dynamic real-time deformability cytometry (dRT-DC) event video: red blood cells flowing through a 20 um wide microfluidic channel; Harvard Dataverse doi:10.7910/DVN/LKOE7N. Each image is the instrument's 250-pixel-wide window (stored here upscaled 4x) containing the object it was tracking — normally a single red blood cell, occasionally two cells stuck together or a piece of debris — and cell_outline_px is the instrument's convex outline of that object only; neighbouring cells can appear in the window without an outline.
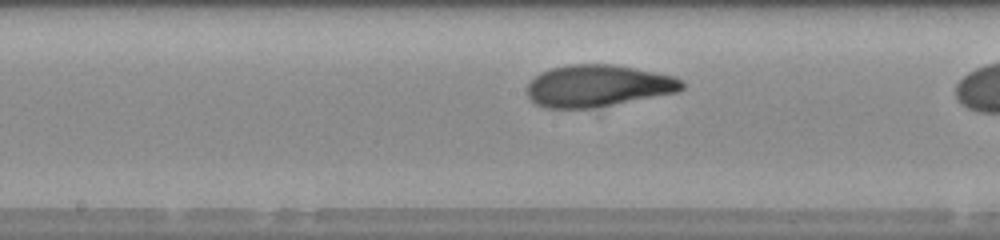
{"species": "human", "species_latin": "Homo sapiens", "temperature_condition": "room temperature", "stored_images_in_passage": 24, "camera_frame_rate_fps": 3000, "um_per_image_px": 0.085, "donor": {"sex": "male"}, "frame": {"image": 1, "passage_image": 11, "time_ms": 3.333, "image_size_px": [1000, 240], "cell_outline_px": [[684, 88], [680, 92], [612, 104], [588, 108], [544, 108], [536, 104], [528, 96], [528, 84], [540, 72], [552, 68], [568, 64], [612, 64], [676, 76], [684, 80]], "centroid_in_image_um": [50.86, 7.29], "position_along_channel_um": 197.3, "area_um2": 37.69}}
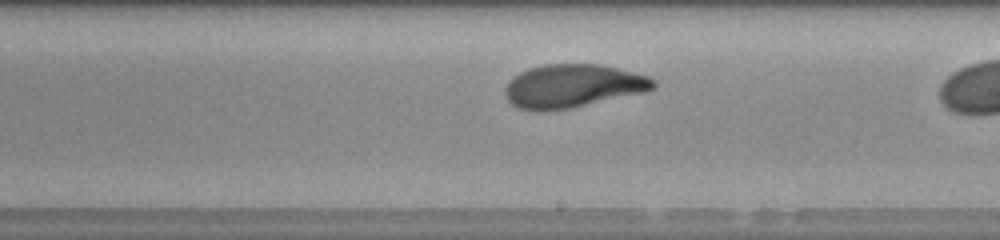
{"frame": {"image": 2, "passage_image": 14, "time_ms": 4.333, "image_size_px": [1000, 240], "cell_outline_px": [[656, 88], [644, 92], [568, 108], [520, 108], [512, 104], [508, 100], [504, 92], [504, 88], [508, 80], [520, 72], [528, 68], [544, 64], [596, 64], [616, 68], [648, 76], [656, 80]], "centroid_in_image_um": [48.7, 7.27], "position_along_channel_um": 240.3, "area_um2": 36.59}}